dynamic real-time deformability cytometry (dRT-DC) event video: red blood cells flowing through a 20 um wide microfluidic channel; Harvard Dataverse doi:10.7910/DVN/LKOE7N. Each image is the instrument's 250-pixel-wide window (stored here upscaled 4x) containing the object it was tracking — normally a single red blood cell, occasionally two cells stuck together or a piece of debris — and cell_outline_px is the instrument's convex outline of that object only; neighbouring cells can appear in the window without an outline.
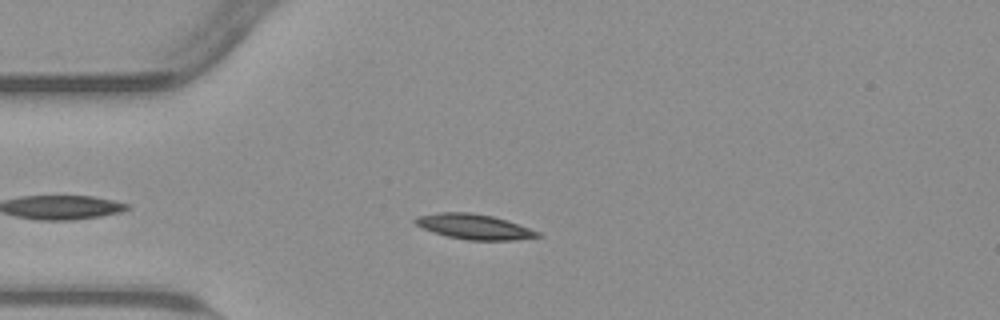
{"species": "common noctule bat (a hibernating species)", "species_latin": "Nyctalus noctula", "temperature_condition": "warm", "stored_images_in_passage": 39, "camera_frame_rate_fps": 3000, "um_per_image_px": 0.085, "animal": {"sex": "male", "body_mass_g": 23.1, "forearm_length_mm": 52.7}, "frame": {"image": 1, "passage_image": 8, "time_ms": 2.333, "image_size_px": [1000, 320], "cell_outline_px": [[544, 236], [512, 240], [468, 240], [448, 236], [424, 228], [416, 224], [412, 220], [416, 216], [440, 212], [472, 212], [492, 216], [540, 232]], "centroid_in_image_um": [40.29, 19.26], "position_along_channel_um": 44.7, "area_um2": 17.63}}
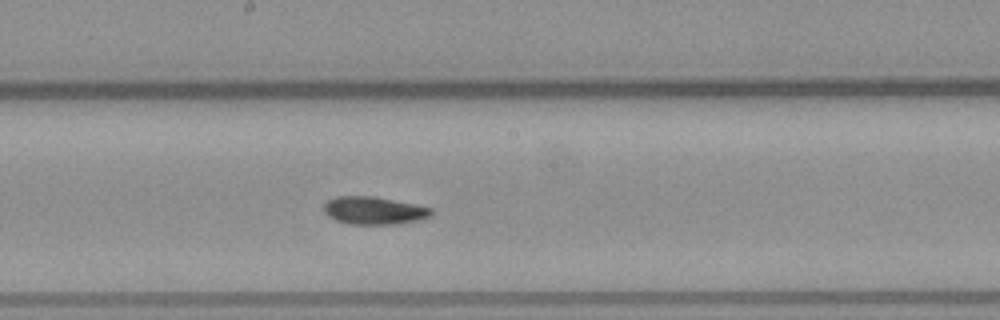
{"frame": {"image": 2, "passage_image": 23, "time_ms": 7.333, "image_size_px": [1000, 320], "cell_outline_px": [[432, 212], [428, 216], [416, 220], [396, 224], [348, 224], [336, 220], [328, 216], [324, 212], [324, 204], [328, 200], [336, 196], [372, 196], [432, 208]], "centroid_in_image_um": [31.71, 17.89], "position_along_channel_um": 216.5, "area_um2": 17.05}}
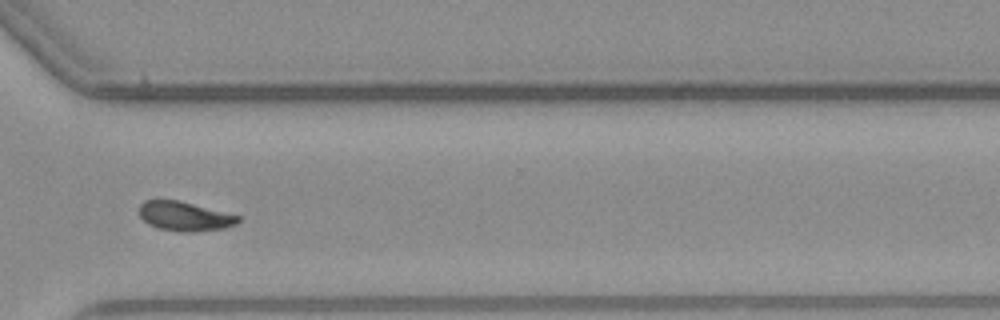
{"frame": {"image": 3, "passage_image": 34, "time_ms": 11.0, "image_size_px": [1000, 320], "cell_outline_px": [[240, 220], [236, 224], [224, 228], [196, 232], [184, 232], [160, 228], [148, 224], [140, 216], [140, 204], [144, 200], [180, 200], [240, 216]], "centroid_in_image_um": [15.71, 18.38], "position_along_channel_um": 354.9, "area_um2": 16.82}, "authors_computed_cell_mechanics": {"area_um2": 17.2244, "velocity_mm_per_s": 3.7882, "shape_relaxation_time_tau1_ms": 5.5028, "shape_relaxation_time_tau2_ms": 5.3615, "deformation_change_tau1": 0.1752, "deformation_change_tau2": 0.073}}